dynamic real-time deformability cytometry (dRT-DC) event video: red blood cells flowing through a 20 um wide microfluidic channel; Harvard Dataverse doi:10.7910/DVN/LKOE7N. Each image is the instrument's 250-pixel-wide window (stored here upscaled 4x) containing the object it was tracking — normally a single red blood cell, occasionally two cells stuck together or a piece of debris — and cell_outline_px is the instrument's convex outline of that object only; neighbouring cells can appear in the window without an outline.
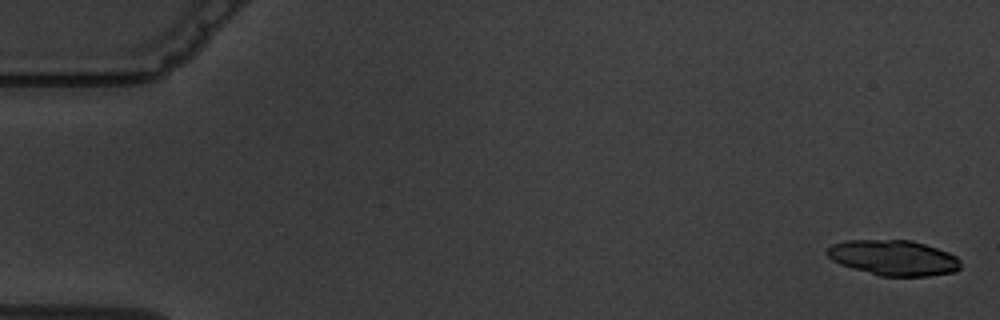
{"species": "common noctule bat (a hibernating species)", "species_latin": "Nyctalus noctula", "temperature_condition": "warm", "stored_images_in_passage": 6, "camera_frame_rate_fps": 3000, "um_per_image_px": 0.085, "animal": {"sex": "male", "body_mass_g": 19.5, "forearm_length_mm": 54.6}, "frame": {"image": 1, "passage_image": 1, "time_ms": 0.0, "image_size_px": [1000, 320], "cell_outline_px": [[960, 268], [956, 272], [928, 276], [880, 276], [852, 268], [840, 264], [832, 260], [824, 252], [832, 244], [844, 240], [912, 240], [948, 252], [956, 256], [960, 260]], "centroid_in_image_um": [75.94, 21.91], "position_along_channel_um": 9.1, "area_um2": 27.63}}